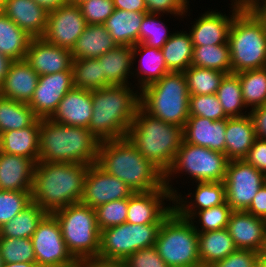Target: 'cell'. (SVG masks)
Instances as JSON below:
<instances>
[{"label":"cell","instance_id":"1","mask_svg":"<svg viewBox=\"0 0 266 267\" xmlns=\"http://www.w3.org/2000/svg\"><path fill=\"white\" fill-rule=\"evenodd\" d=\"M96 164L127 184L133 192H147L165 186L164 173L127 137L101 141Z\"/></svg>","mask_w":266,"mask_h":267},{"label":"cell","instance_id":"2","mask_svg":"<svg viewBox=\"0 0 266 267\" xmlns=\"http://www.w3.org/2000/svg\"><path fill=\"white\" fill-rule=\"evenodd\" d=\"M88 165L37 162L34 168L31 201L44 211H54L81 201Z\"/></svg>","mask_w":266,"mask_h":267},{"label":"cell","instance_id":"3","mask_svg":"<svg viewBox=\"0 0 266 267\" xmlns=\"http://www.w3.org/2000/svg\"><path fill=\"white\" fill-rule=\"evenodd\" d=\"M134 88L123 85L91 91L93 112L88 129L100 142L127 136L140 107V91Z\"/></svg>","mask_w":266,"mask_h":267},{"label":"cell","instance_id":"4","mask_svg":"<svg viewBox=\"0 0 266 267\" xmlns=\"http://www.w3.org/2000/svg\"><path fill=\"white\" fill-rule=\"evenodd\" d=\"M99 145L100 140L88 128L40 119L39 162L89 166L97 162Z\"/></svg>","mask_w":266,"mask_h":267},{"label":"cell","instance_id":"5","mask_svg":"<svg viewBox=\"0 0 266 267\" xmlns=\"http://www.w3.org/2000/svg\"><path fill=\"white\" fill-rule=\"evenodd\" d=\"M136 149L164 174L172 166L183 137V128L137 109L126 136Z\"/></svg>","mask_w":266,"mask_h":267},{"label":"cell","instance_id":"6","mask_svg":"<svg viewBox=\"0 0 266 267\" xmlns=\"http://www.w3.org/2000/svg\"><path fill=\"white\" fill-rule=\"evenodd\" d=\"M189 91L183 72H169L140 91V107L149 115L181 128L189 118Z\"/></svg>","mask_w":266,"mask_h":267},{"label":"cell","instance_id":"7","mask_svg":"<svg viewBox=\"0 0 266 267\" xmlns=\"http://www.w3.org/2000/svg\"><path fill=\"white\" fill-rule=\"evenodd\" d=\"M228 43L232 73L266 67V29L248 6L235 15Z\"/></svg>","mask_w":266,"mask_h":267},{"label":"cell","instance_id":"8","mask_svg":"<svg viewBox=\"0 0 266 267\" xmlns=\"http://www.w3.org/2000/svg\"><path fill=\"white\" fill-rule=\"evenodd\" d=\"M60 224L62 237L77 262L98 260L100 236L95 209L81 202L52 213Z\"/></svg>","mask_w":266,"mask_h":267},{"label":"cell","instance_id":"9","mask_svg":"<svg viewBox=\"0 0 266 267\" xmlns=\"http://www.w3.org/2000/svg\"><path fill=\"white\" fill-rule=\"evenodd\" d=\"M154 246L169 267L201 265L198 232L190 219L181 217L174 209L161 223Z\"/></svg>","mask_w":266,"mask_h":267},{"label":"cell","instance_id":"10","mask_svg":"<svg viewBox=\"0 0 266 267\" xmlns=\"http://www.w3.org/2000/svg\"><path fill=\"white\" fill-rule=\"evenodd\" d=\"M229 161L224 153L192 145L183 140L172 166L164 174V184L174 196L179 193V188H174L172 184V179L177 175H189L187 177L194 181L192 183L224 181Z\"/></svg>","mask_w":266,"mask_h":267},{"label":"cell","instance_id":"11","mask_svg":"<svg viewBox=\"0 0 266 267\" xmlns=\"http://www.w3.org/2000/svg\"><path fill=\"white\" fill-rule=\"evenodd\" d=\"M160 225L125 222L102 230L98 260L123 262L134 252L154 246Z\"/></svg>","mask_w":266,"mask_h":267},{"label":"cell","instance_id":"12","mask_svg":"<svg viewBox=\"0 0 266 267\" xmlns=\"http://www.w3.org/2000/svg\"><path fill=\"white\" fill-rule=\"evenodd\" d=\"M38 267H72L77 261L68 251L61 227L53 214L48 213L31 237Z\"/></svg>","mask_w":266,"mask_h":267},{"label":"cell","instance_id":"13","mask_svg":"<svg viewBox=\"0 0 266 267\" xmlns=\"http://www.w3.org/2000/svg\"><path fill=\"white\" fill-rule=\"evenodd\" d=\"M226 202L233 211L246 210L258 190L265 184V175L244 159L230 160L225 173Z\"/></svg>","mask_w":266,"mask_h":267},{"label":"cell","instance_id":"14","mask_svg":"<svg viewBox=\"0 0 266 267\" xmlns=\"http://www.w3.org/2000/svg\"><path fill=\"white\" fill-rule=\"evenodd\" d=\"M86 25L79 5L66 3L49 11L42 38L52 45L72 50Z\"/></svg>","mask_w":266,"mask_h":267},{"label":"cell","instance_id":"15","mask_svg":"<svg viewBox=\"0 0 266 267\" xmlns=\"http://www.w3.org/2000/svg\"><path fill=\"white\" fill-rule=\"evenodd\" d=\"M133 193L127 184L94 163L87 169L80 202L95 209L104 203L129 198Z\"/></svg>","mask_w":266,"mask_h":267},{"label":"cell","instance_id":"16","mask_svg":"<svg viewBox=\"0 0 266 267\" xmlns=\"http://www.w3.org/2000/svg\"><path fill=\"white\" fill-rule=\"evenodd\" d=\"M165 200L166 203L170 202L169 205L164 202ZM173 209V195L166 186L147 192H134L128 198L126 222L131 224L162 223Z\"/></svg>","mask_w":266,"mask_h":267},{"label":"cell","instance_id":"17","mask_svg":"<svg viewBox=\"0 0 266 267\" xmlns=\"http://www.w3.org/2000/svg\"><path fill=\"white\" fill-rule=\"evenodd\" d=\"M73 87L72 67L67 71L41 75L28 105L39 119L50 118L58 103Z\"/></svg>","mask_w":266,"mask_h":267},{"label":"cell","instance_id":"18","mask_svg":"<svg viewBox=\"0 0 266 267\" xmlns=\"http://www.w3.org/2000/svg\"><path fill=\"white\" fill-rule=\"evenodd\" d=\"M231 15L211 9L197 17L189 30L193 46L229 44L228 34L235 15L244 7L231 0ZM233 9V10H232ZM217 11V12H216ZM230 15V16H229Z\"/></svg>","mask_w":266,"mask_h":267},{"label":"cell","instance_id":"19","mask_svg":"<svg viewBox=\"0 0 266 267\" xmlns=\"http://www.w3.org/2000/svg\"><path fill=\"white\" fill-rule=\"evenodd\" d=\"M24 60L41 76L69 70L73 58L69 49L52 45L43 38H32Z\"/></svg>","mask_w":266,"mask_h":267},{"label":"cell","instance_id":"20","mask_svg":"<svg viewBox=\"0 0 266 267\" xmlns=\"http://www.w3.org/2000/svg\"><path fill=\"white\" fill-rule=\"evenodd\" d=\"M237 249L260 252L266 236L265 219L247 211H233L226 228Z\"/></svg>","mask_w":266,"mask_h":267},{"label":"cell","instance_id":"21","mask_svg":"<svg viewBox=\"0 0 266 267\" xmlns=\"http://www.w3.org/2000/svg\"><path fill=\"white\" fill-rule=\"evenodd\" d=\"M196 183L197 186L194 189V194L189 192L185 195L187 198L182 196L183 194L181 193L173 196L174 210L181 217L186 219H190L197 211L221 205L226 202L224 181ZM188 199H190V201Z\"/></svg>","mask_w":266,"mask_h":267},{"label":"cell","instance_id":"22","mask_svg":"<svg viewBox=\"0 0 266 267\" xmlns=\"http://www.w3.org/2000/svg\"><path fill=\"white\" fill-rule=\"evenodd\" d=\"M92 112L91 91L73 87L49 119L63 125L89 128Z\"/></svg>","mask_w":266,"mask_h":267},{"label":"cell","instance_id":"23","mask_svg":"<svg viewBox=\"0 0 266 267\" xmlns=\"http://www.w3.org/2000/svg\"><path fill=\"white\" fill-rule=\"evenodd\" d=\"M1 11L30 37H43L49 11L35 0H7Z\"/></svg>","mask_w":266,"mask_h":267},{"label":"cell","instance_id":"24","mask_svg":"<svg viewBox=\"0 0 266 267\" xmlns=\"http://www.w3.org/2000/svg\"><path fill=\"white\" fill-rule=\"evenodd\" d=\"M226 119L213 121L200 116H189L183 127L186 143L209 148L225 154Z\"/></svg>","mask_w":266,"mask_h":267},{"label":"cell","instance_id":"25","mask_svg":"<svg viewBox=\"0 0 266 267\" xmlns=\"http://www.w3.org/2000/svg\"><path fill=\"white\" fill-rule=\"evenodd\" d=\"M36 163L0 151V190L31 191Z\"/></svg>","mask_w":266,"mask_h":267},{"label":"cell","instance_id":"26","mask_svg":"<svg viewBox=\"0 0 266 267\" xmlns=\"http://www.w3.org/2000/svg\"><path fill=\"white\" fill-rule=\"evenodd\" d=\"M39 75L25 60L11 63L0 95L22 103H29L37 86Z\"/></svg>","mask_w":266,"mask_h":267},{"label":"cell","instance_id":"27","mask_svg":"<svg viewBox=\"0 0 266 267\" xmlns=\"http://www.w3.org/2000/svg\"><path fill=\"white\" fill-rule=\"evenodd\" d=\"M132 49L133 64L135 65L136 59L137 61L139 59V67H133L132 72V77H137H134V79H137L136 81H138V83L135 84L139 91L147 85L160 80L165 74L171 72L166 66L161 49L148 47L143 43H138L132 46Z\"/></svg>","mask_w":266,"mask_h":267},{"label":"cell","instance_id":"28","mask_svg":"<svg viewBox=\"0 0 266 267\" xmlns=\"http://www.w3.org/2000/svg\"><path fill=\"white\" fill-rule=\"evenodd\" d=\"M40 119L19 130L0 133V151L10 155L24 156L35 163L39 158Z\"/></svg>","mask_w":266,"mask_h":267},{"label":"cell","instance_id":"29","mask_svg":"<svg viewBox=\"0 0 266 267\" xmlns=\"http://www.w3.org/2000/svg\"><path fill=\"white\" fill-rule=\"evenodd\" d=\"M256 139L249 115L226 119L225 155L229 160L244 159Z\"/></svg>","mask_w":266,"mask_h":267},{"label":"cell","instance_id":"30","mask_svg":"<svg viewBox=\"0 0 266 267\" xmlns=\"http://www.w3.org/2000/svg\"><path fill=\"white\" fill-rule=\"evenodd\" d=\"M98 60L101 63L102 75L106 78L108 86L133 84L129 80L132 79L134 67L132 46H116L98 57Z\"/></svg>","mask_w":266,"mask_h":267},{"label":"cell","instance_id":"31","mask_svg":"<svg viewBox=\"0 0 266 267\" xmlns=\"http://www.w3.org/2000/svg\"><path fill=\"white\" fill-rule=\"evenodd\" d=\"M146 13L115 8L104 26L117 46H134L139 43V30Z\"/></svg>","mask_w":266,"mask_h":267},{"label":"cell","instance_id":"32","mask_svg":"<svg viewBox=\"0 0 266 267\" xmlns=\"http://www.w3.org/2000/svg\"><path fill=\"white\" fill-rule=\"evenodd\" d=\"M116 46L104 24H87L71 50L72 58H98Z\"/></svg>","mask_w":266,"mask_h":267},{"label":"cell","instance_id":"33","mask_svg":"<svg viewBox=\"0 0 266 267\" xmlns=\"http://www.w3.org/2000/svg\"><path fill=\"white\" fill-rule=\"evenodd\" d=\"M236 249L227 229L198 232V255L201 265L213 266Z\"/></svg>","mask_w":266,"mask_h":267},{"label":"cell","instance_id":"34","mask_svg":"<svg viewBox=\"0 0 266 267\" xmlns=\"http://www.w3.org/2000/svg\"><path fill=\"white\" fill-rule=\"evenodd\" d=\"M194 46L190 33L175 31L161 48L167 68L171 72H184L192 65Z\"/></svg>","mask_w":266,"mask_h":267},{"label":"cell","instance_id":"35","mask_svg":"<svg viewBox=\"0 0 266 267\" xmlns=\"http://www.w3.org/2000/svg\"><path fill=\"white\" fill-rule=\"evenodd\" d=\"M31 39L32 37L0 11V53L13 61L24 60Z\"/></svg>","mask_w":266,"mask_h":267},{"label":"cell","instance_id":"36","mask_svg":"<svg viewBox=\"0 0 266 267\" xmlns=\"http://www.w3.org/2000/svg\"><path fill=\"white\" fill-rule=\"evenodd\" d=\"M47 214L38 204L31 202L0 228V237L31 238Z\"/></svg>","mask_w":266,"mask_h":267},{"label":"cell","instance_id":"37","mask_svg":"<svg viewBox=\"0 0 266 267\" xmlns=\"http://www.w3.org/2000/svg\"><path fill=\"white\" fill-rule=\"evenodd\" d=\"M38 117L27 103L0 95V133L32 125Z\"/></svg>","mask_w":266,"mask_h":267},{"label":"cell","instance_id":"38","mask_svg":"<svg viewBox=\"0 0 266 267\" xmlns=\"http://www.w3.org/2000/svg\"><path fill=\"white\" fill-rule=\"evenodd\" d=\"M216 95L228 118L243 117L249 114L247 112L248 108L245 106L242 98L239 76L236 73H230L224 76ZM244 110L246 111L244 112Z\"/></svg>","mask_w":266,"mask_h":267},{"label":"cell","instance_id":"39","mask_svg":"<svg viewBox=\"0 0 266 267\" xmlns=\"http://www.w3.org/2000/svg\"><path fill=\"white\" fill-rule=\"evenodd\" d=\"M192 65L232 73L229 44L194 46Z\"/></svg>","mask_w":266,"mask_h":267},{"label":"cell","instance_id":"40","mask_svg":"<svg viewBox=\"0 0 266 267\" xmlns=\"http://www.w3.org/2000/svg\"><path fill=\"white\" fill-rule=\"evenodd\" d=\"M242 98L249 110L266 105V67L236 73Z\"/></svg>","mask_w":266,"mask_h":267},{"label":"cell","instance_id":"41","mask_svg":"<svg viewBox=\"0 0 266 267\" xmlns=\"http://www.w3.org/2000/svg\"><path fill=\"white\" fill-rule=\"evenodd\" d=\"M73 84L76 88L89 91L109 87L102 75L101 63L98 58L73 59Z\"/></svg>","mask_w":266,"mask_h":267},{"label":"cell","instance_id":"42","mask_svg":"<svg viewBox=\"0 0 266 267\" xmlns=\"http://www.w3.org/2000/svg\"><path fill=\"white\" fill-rule=\"evenodd\" d=\"M190 96L215 94L226 73L191 65L183 72Z\"/></svg>","mask_w":266,"mask_h":267},{"label":"cell","instance_id":"43","mask_svg":"<svg viewBox=\"0 0 266 267\" xmlns=\"http://www.w3.org/2000/svg\"><path fill=\"white\" fill-rule=\"evenodd\" d=\"M232 212L233 210L231 209L230 205L225 202L221 205L197 211L190 218V221L197 232H209L226 229Z\"/></svg>","mask_w":266,"mask_h":267},{"label":"cell","instance_id":"44","mask_svg":"<svg viewBox=\"0 0 266 267\" xmlns=\"http://www.w3.org/2000/svg\"><path fill=\"white\" fill-rule=\"evenodd\" d=\"M162 14L146 13L139 30V43L161 49L173 33L162 21ZM160 16V17H159Z\"/></svg>","mask_w":266,"mask_h":267},{"label":"cell","instance_id":"45","mask_svg":"<svg viewBox=\"0 0 266 267\" xmlns=\"http://www.w3.org/2000/svg\"><path fill=\"white\" fill-rule=\"evenodd\" d=\"M0 255L4 263H36L31 238L0 237Z\"/></svg>","mask_w":266,"mask_h":267},{"label":"cell","instance_id":"46","mask_svg":"<svg viewBox=\"0 0 266 267\" xmlns=\"http://www.w3.org/2000/svg\"><path fill=\"white\" fill-rule=\"evenodd\" d=\"M31 202V191L0 190V228Z\"/></svg>","mask_w":266,"mask_h":267},{"label":"cell","instance_id":"47","mask_svg":"<svg viewBox=\"0 0 266 267\" xmlns=\"http://www.w3.org/2000/svg\"><path fill=\"white\" fill-rule=\"evenodd\" d=\"M128 198L104 203L95 208L99 230L120 225L127 220Z\"/></svg>","mask_w":266,"mask_h":267},{"label":"cell","instance_id":"48","mask_svg":"<svg viewBox=\"0 0 266 267\" xmlns=\"http://www.w3.org/2000/svg\"><path fill=\"white\" fill-rule=\"evenodd\" d=\"M189 116H200L213 121L228 118L216 93L189 96Z\"/></svg>","mask_w":266,"mask_h":267},{"label":"cell","instance_id":"49","mask_svg":"<svg viewBox=\"0 0 266 267\" xmlns=\"http://www.w3.org/2000/svg\"><path fill=\"white\" fill-rule=\"evenodd\" d=\"M79 7L87 24H104L115 10L113 0H86Z\"/></svg>","mask_w":266,"mask_h":267},{"label":"cell","instance_id":"50","mask_svg":"<svg viewBox=\"0 0 266 267\" xmlns=\"http://www.w3.org/2000/svg\"><path fill=\"white\" fill-rule=\"evenodd\" d=\"M145 4L147 13L169 14L177 19H183L190 10L189 0H145Z\"/></svg>","mask_w":266,"mask_h":267},{"label":"cell","instance_id":"51","mask_svg":"<svg viewBox=\"0 0 266 267\" xmlns=\"http://www.w3.org/2000/svg\"><path fill=\"white\" fill-rule=\"evenodd\" d=\"M123 263L127 267H169L159 256L155 246L134 252Z\"/></svg>","mask_w":266,"mask_h":267},{"label":"cell","instance_id":"52","mask_svg":"<svg viewBox=\"0 0 266 267\" xmlns=\"http://www.w3.org/2000/svg\"><path fill=\"white\" fill-rule=\"evenodd\" d=\"M260 254L256 251L236 249L213 267H258Z\"/></svg>","mask_w":266,"mask_h":267},{"label":"cell","instance_id":"53","mask_svg":"<svg viewBox=\"0 0 266 267\" xmlns=\"http://www.w3.org/2000/svg\"><path fill=\"white\" fill-rule=\"evenodd\" d=\"M244 160L266 175V140L256 138Z\"/></svg>","mask_w":266,"mask_h":267},{"label":"cell","instance_id":"54","mask_svg":"<svg viewBox=\"0 0 266 267\" xmlns=\"http://www.w3.org/2000/svg\"><path fill=\"white\" fill-rule=\"evenodd\" d=\"M248 112L255 129L256 138L266 140V105L253 108Z\"/></svg>","mask_w":266,"mask_h":267},{"label":"cell","instance_id":"55","mask_svg":"<svg viewBox=\"0 0 266 267\" xmlns=\"http://www.w3.org/2000/svg\"><path fill=\"white\" fill-rule=\"evenodd\" d=\"M245 211L256 217L266 219V183L258 190Z\"/></svg>","mask_w":266,"mask_h":267},{"label":"cell","instance_id":"56","mask_svg":"<svg viewBox=\"0 0 266 267\" xmlns=\"http://www.w3.org/2000/svg\"><path fill=\"white\" fill-rule=\"evenodd\" d=\"M116 9L147 12L145 0H113Z\"/></svg>","mask_w":266,"mask_h":267},{"label":"cell","instance_id":"57","mask_svg":"<svg viewBox=\"0 0 266 267\" xmlns=\"http://www.w3.org/2000/svg\"><path fill=\"white\" fill-rule=\"evenodd\" d=\"M247 6L262 21L266 29V0H253Z\"/></svg>","mask_w":266,"mask_h":267},{"label":"cell","instance_id":"58","mask_svg":"<svg viewBox=\"0 0 266 267\" xmlns=\"http://www.w3.org/2000/svg\"><path fill=\"white\" fill-rule=\"evenodd\" d=\"M12 62L13 60L10 57L0 53V87L2 86L5 80V77Z\"/></svg>","mask_w":266,"mask_h":267},{"label":"cell","instance_id":"59","mask_svg":"<svg viewBox=\"0 0 266 267\" xmlns=\"http://www.w3.org/2000/svg\"><path fill=\"white\" fill-rule=\"evenodd\" d=\"M35 1L48 11L68 3V0H35Z\"/></svg>","mask_w":266,"mask_h":267},{"label":"cell","instance_id":"60","mask_svg":"<svg viewBox=\"0 0 266 267\" xmlns=\"http://www.w3.org/2000/svg\"><path fill=\"white\" fill-rule=\"evenodd\" d=\"M90 267H127L123 262H106L96 260L89 263Z\"/></svg>","mask_w":266,"mask_h":267},{"label":"cell","instance_id":"61","mask_svg":"<svg viewBox=\"0 0 266 267\" xmlns=\"http://www.w3.org/2000/svg\"><path fill=\"white\" fill-rule=\"evenodd\" d=\"M3 267H38L36 263L18 262V263H4Z\"/></svg>","mask_w":266,"mask_h":267},{"label":"cell","instance_id":"62","mask_svg":"<svg viewBox=\"0 0 266 267\" xmlns=\"http://www.w3.org/2000/svg\"><path fill=\"white\" fill-rule=\"evenodd\" d=\"M259 254H260V261L266 262V236H265L264 244H263Z\"/></svg>","mask_w":266,"mask_h":267},{"label":"cell","instance_id":"63","mask_svg":"<svg viewBox=\"0 0 266 267\" xmlns=\"http://www.w3.org/2000/svg\"><path fill=\"white\" fill-rule=\"evenodd\" d=\"M72 267H90L89 263L87 262H77L74 266Z\"/></svg>","mask_w":266,"mask_h":267},{"label":"cell","instance_id":"64","mask_svg":"<svg viewBox=\"0 0 266 267\" xmlns=\"http://www.w3.org/2000/svg\"><path fill=\"white\" fill-rule=\"evenodd\" d=\"M232 1H235L236 3L244 6H247L249 4V0H232Z\"/></svg>","mask_w":266,"mask_h":267},{"label":"cell","instance_id":"65","mask_svg":"<svg viewBox=\"0 0 266 267\" xmlns=\"http://www.w3.org/2000/svg\"><path fill=\"white\" fill-rule=\"evenodd\" d=\"M84 1H86V0H68V3L79 5L80 3L84 2Z\"/></svg>","mask_w":266,"mask_h":267},{"label":"cell","instance_id":"66","mask_svg":"<svg viewBox=\"0 0 266 267\" xmlns=\"http://www.w3.org/2000/svg\"><path fill=\"white\" fill-rule=\"evenodd\" d=\"M6 1L7 0H0V11L3 9Z\"/></svg>","mask_w":266,"mask_h":267},{"label":"cell","instance_id":"67","mask_svg":"<svg viewBox=\"0 0 266 267\" xmlns=\"http://www.w3.org/2000/svg\"><path fill=\"white\" fill-rule=\"evenodd\" d=\"M258 267H266L265 261H259Z\"/></svg>","mask_w":266,"mask_h":267},{"label":"cell","instance_id":"68","mask_svg":"<svg viewBox=\"0 0 266 267\" xmlns=\"http://www.w3.org/2000/svg\"><path fill=\"white\" fill-rule=\"evenodd\" d=\"M3 264H4V261H3L1 255H0V267H3Z\"/></svg>","mask_w":266,"mask_h":267},{"label":"cell","instance_id":"69","mask_svg":"<svg viewBox=\"0 0 266 267\" xmlns=\"http://www.w3.org/2000/svg\"><path fill=\"white\" fill-rule=\"evenodd\" d=\"M196 267H213V266H210V265H199V266H196Z\"/></svg>","mask_w":266,"mask_h":267}]
</instances>
